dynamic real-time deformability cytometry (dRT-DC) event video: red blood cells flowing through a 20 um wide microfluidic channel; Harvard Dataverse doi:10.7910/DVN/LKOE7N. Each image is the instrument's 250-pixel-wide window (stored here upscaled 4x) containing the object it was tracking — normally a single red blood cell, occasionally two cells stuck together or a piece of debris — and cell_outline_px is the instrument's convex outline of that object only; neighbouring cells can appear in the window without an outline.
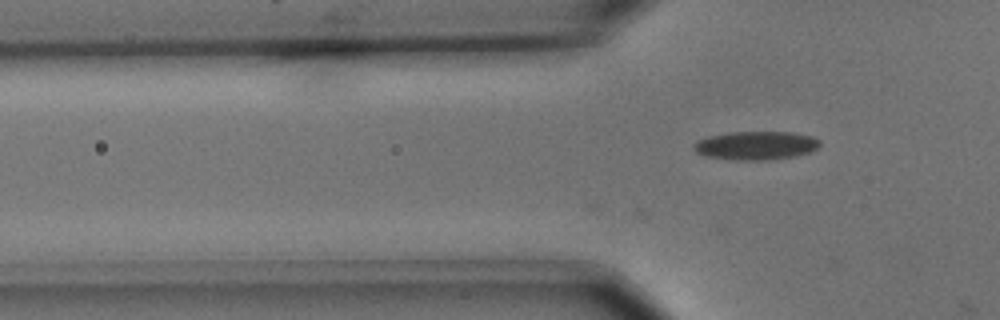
{"species": "common noctule bat (a hibernating species)", "species_latin": "Nyctalus noctula", "temperature_condition": "cold", "stored_images_in_passage": 2, "camera_frame_rate_fps": 3000, "um_per_image_px": 0.085, "animal": {"sex": "male", "body_mass_g": 15.6}, "frame": {"image": 1, "passage_image": 2, "time_ms": 0.333, "image_size_px": [1000, 320], "cell_outline_px": [[820, 144], [816, 148], [808, 152], [796, 156], [772, 160], [736, 160], [704, 156], [696, 152], [692, 148], [692, 144], [708, 136], [728, 132], [792, 132], [812, 136], [820, 140]], "centroid_in_image_um": [64.23, 12.37], "position_along_channel_um": 61.6, "area_um2": 21.1}}